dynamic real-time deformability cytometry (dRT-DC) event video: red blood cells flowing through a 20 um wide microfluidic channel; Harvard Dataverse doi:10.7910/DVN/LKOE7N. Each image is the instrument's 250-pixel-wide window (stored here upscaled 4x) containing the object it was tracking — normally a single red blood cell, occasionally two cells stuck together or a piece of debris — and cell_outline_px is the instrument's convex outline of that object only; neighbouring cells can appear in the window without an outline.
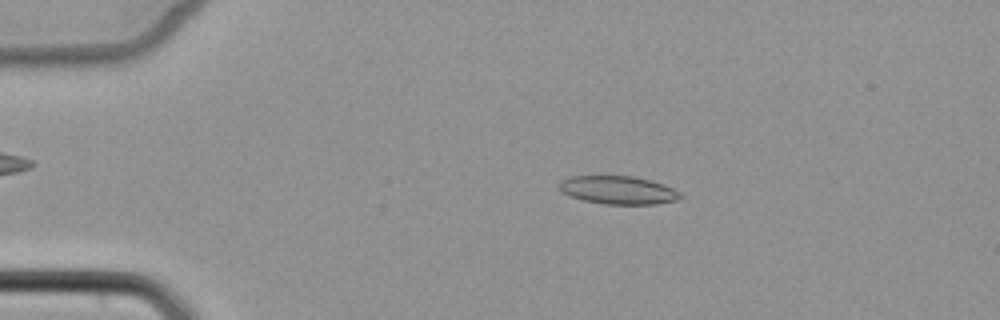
{"species": "common noctule bat (a hibernating species)", "species_latin": "Nyctalus noctula", "temperature_condition": "cold", "stored_images_in_passage": 4, "camera_frame_rate_fps": 3000, "um_per_image_px": 0.085, "animal": {"sex": "female", "body_mass_g": 22.7, "forearm_length_mm": 54.2}, "frame": {"image": 1, "passage_image": 2, "time_ms": 1.0, "image_size_px": [1000, 320], "cell_outline_px": [[684, 196], [676, 200], [656, 204], [604, 204], [584, 200], [568, 196], [560, 188], [560, 180], [568, 176], [632, 176], [652, 180], [664, 184], [680, 192]], "centroid_in_image_um": [52.56, 16.15], "position_along_channel_um": 32.4, "area_um2": 19.94}}
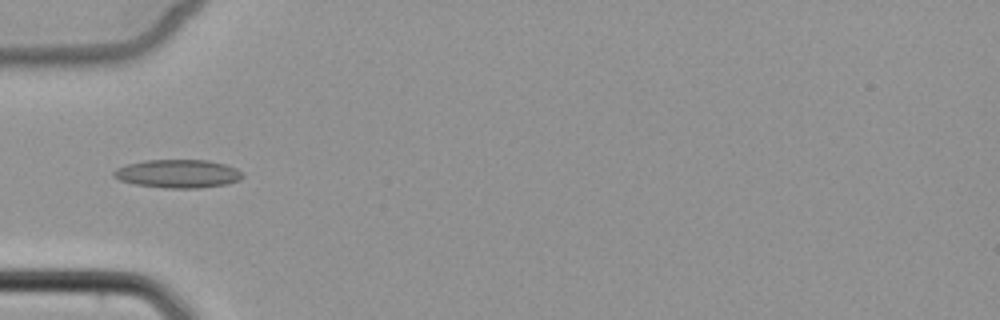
{"frame": {"image": 2, "passage_image": 4, "time_ms": 3.333, "image_size_px": [1000, 320], "cell_outline_px": [[244, 176], [240, 180], [224, 184], [200, 188], [164, 188], [136, 184], [120, 180], [112, 176], [112, 172], [116, 168], [128, 164], [144, 160], [208, 160], [224, 164], [236, 168]], "centroid_in_image_um": [15.1, 14.76], "position_along_channel_um": 69.9, "area_um2": 21.21}}